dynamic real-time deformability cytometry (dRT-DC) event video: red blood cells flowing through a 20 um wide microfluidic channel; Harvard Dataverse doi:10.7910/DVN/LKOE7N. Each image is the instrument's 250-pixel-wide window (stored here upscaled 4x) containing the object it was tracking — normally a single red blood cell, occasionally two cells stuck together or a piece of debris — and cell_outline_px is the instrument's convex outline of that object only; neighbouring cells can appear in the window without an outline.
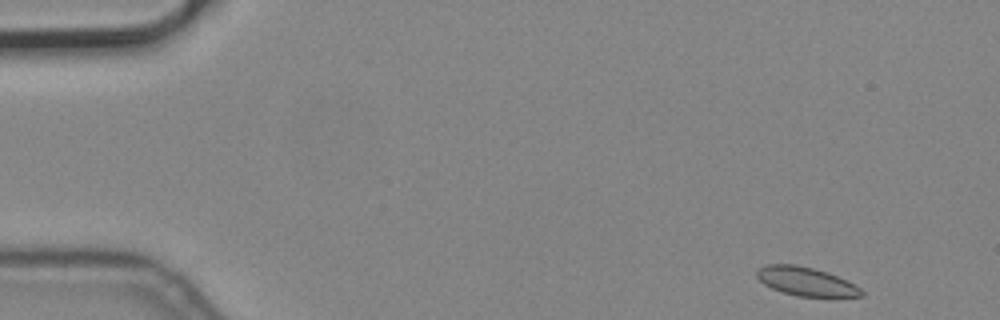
{"species": "common noctule bat (a hibernating species)", "species_latin": "Nyctalus noctula", "temperature_condition": "cold", "stored_images_in_passage": 9, "camera_frame_rate_fps": 3000, "um_per_image_px": 0.085, "animal": {"sex": "male", "body_mass_g": 19.2, "forearm_length_mm": 51.8}, "frame": {"image": 1, "passage_image": 1, "time_ms": 0.0, "image_size_px": [1000, 320], "cell_outline_px": [[864, 296], [796, 296], [772, 288], [764, 284], [756, 276], [756, 268], [764, 264], [796, 264], [828, 272], [860, 288], [864, 292]], "centroid_in_image_um": [68.44, 23.9], "position_along_channel_um": 16.6, "area_um2": 17.28}}
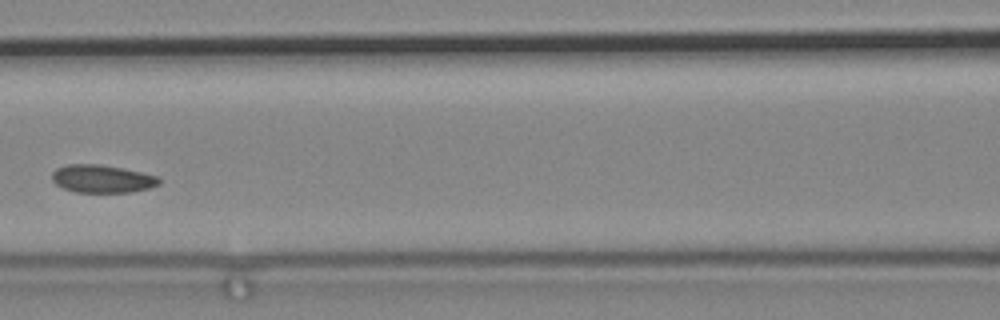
{"frame": {"image": 2, "passage_image": 7, "time_ms": 2.0, "image_size_px": [1000, 320], "cell_outline_px": [[160, 184], [148, 188], [132, 192], [76, 192], [64, 188], [56, 184], [52, 180], [52, 172], [56, 168], [68, 164], [96, 164], [120, 168], [140, 172], [156, 176], [160, 180]], "centroid_in_image_um": [8.65, 15.2], "position_along_channel_um": 158.0, "area_um2": 17.17}}
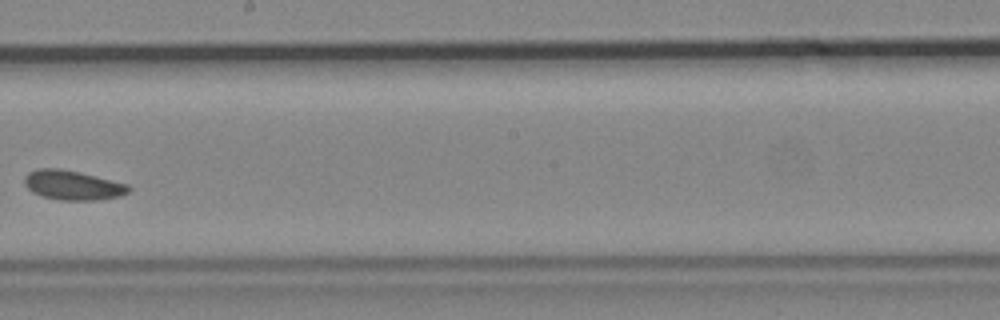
{"frame": {"image": 3, "passage_image": 9, "time_ms": 2.667, "image_size_px": [1000, 320], "cell_outline_px": [[132, 188], [128, 192], [120, 196], [96, 200], [60, 200], [40, 196], [32, 192], [24, 184], [24, 176], [28, 172], [36, 168], [60, 168], [80, 172], [128, 184]], "centroid_in_image_um": [6.15, 15.73], "position_along_channel_um": 242.1, "area_um2": 18.09}}